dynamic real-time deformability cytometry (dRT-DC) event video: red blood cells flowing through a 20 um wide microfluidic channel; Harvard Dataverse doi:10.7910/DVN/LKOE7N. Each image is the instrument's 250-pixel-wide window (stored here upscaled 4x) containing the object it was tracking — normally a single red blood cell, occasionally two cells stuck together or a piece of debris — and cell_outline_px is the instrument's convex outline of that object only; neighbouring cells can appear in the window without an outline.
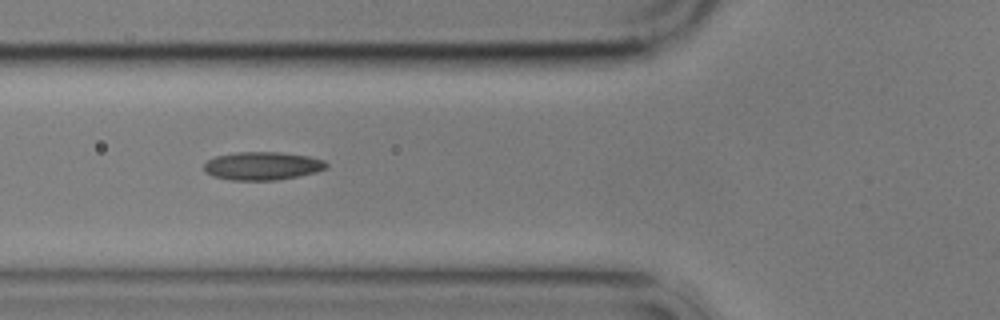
{"species": "common noctule bat (a hibernating species)", "species_latin": "Nyctalus noctula", "temperature_condition": "cold", "stored_images_in_passage": 4, "camera_frame_rate_fps": 3000, "um_per_image_px": 0.085, "animal": {"sex": "male", "body_mass_g": 17.9}, "frame": {"image": 1, "passage_image": 3, "time_ms": 2.333, "image_size_px": [1000, 320], "cell_outline_px": [[328, 168], [316, 172], [276, 180], [232, 180], [212, 176], [204, 172], [204, 164], [208, 160], [216, 156], [236, 152], [280, 152], [308, 156], [324, 160], [328, 164]], "centroid_in_image_um": [22.3, 14.1], "position_along_channel_um": 103.5, "area_um2": 20.11}}
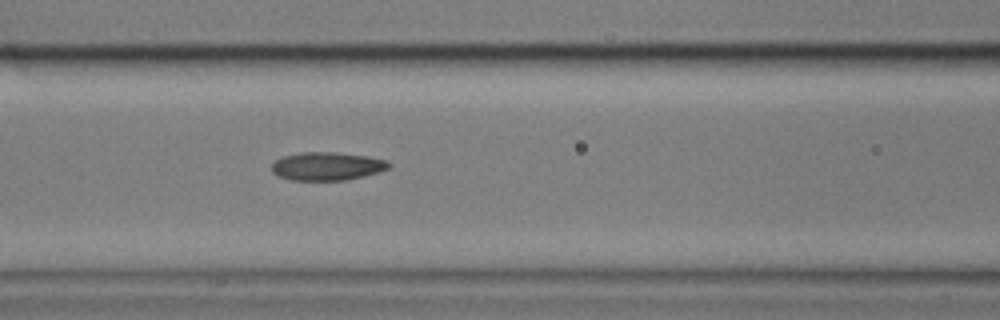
{"frame": {"image": 2, "passage_image": 4, "time_ms": 3.333, "image_size_px": [1000, 320], "cell_outline_px": [[392, 164], [388, 168], [364, 176], [344, 180], [292, 180], [276, 176], [272, 172], [272, 164], [280, 156], [300, 152], [336, 152], [364, 156], [388, 160]], "centroid_in_image_um": [27.75, 14.12], "position_along_channel_um": 138.8, "area_um2": 19.31}}